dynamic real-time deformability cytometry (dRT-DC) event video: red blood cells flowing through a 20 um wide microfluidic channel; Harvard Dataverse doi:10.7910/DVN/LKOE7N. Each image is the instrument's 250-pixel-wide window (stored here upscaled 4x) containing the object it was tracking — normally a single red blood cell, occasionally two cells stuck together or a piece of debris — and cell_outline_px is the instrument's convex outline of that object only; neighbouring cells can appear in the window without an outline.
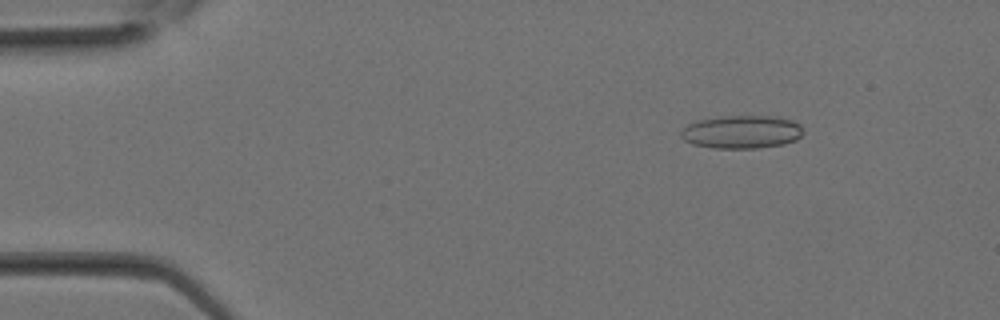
{"species": "Egyptian fruit bat (a non-hibernating species)", "species_latin": "Rousettus aegyptiacus", "temperature_condition": "room temperature", "stored_images_in_passage": 13, "camera_frame_rate_fps": 3000, "um_per_image_px": 0.085, "animal": {"sex": "female"}, "frame": {"image": 1, "passage_image": 4, "time_ms": 1.0, "image_size_px": [1000, 320], "cell_outline_px": [[804, 132], [796, 140], [784, 144], [756, 148], [712, 148], [692, 144], [684, 140], [680, 136], [680, 132], [688, 124], [696, 120], [724, 116], [768, 116], [792, 120], [800, 124]], "centroid_in_image_um": [63.03, 11.22], "position_along_channel_um": 22.0, "area_um2": 23.64}}
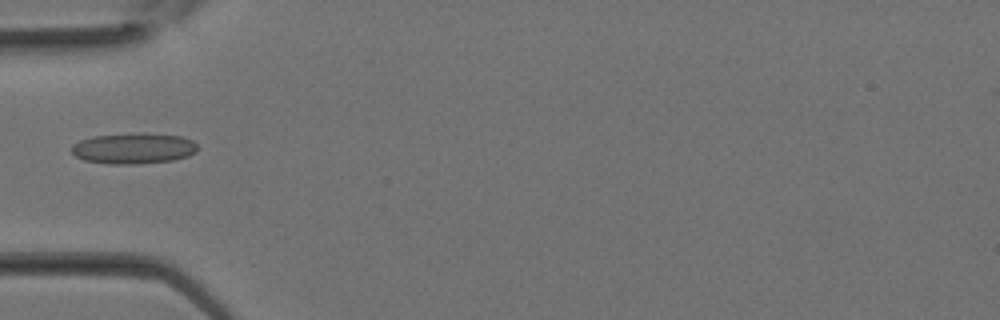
{"frame": {"image": 2, "passage_image": 10, "time_ms": 3.0, "image_size_px": [1000, 320], "cell_outline_px": [[196, 152], [188, 156], [172, 160], [140, 164], [112, 164], [84, 160], [76, 156], [72, 152], [72, 144], [80, 140], [96, 136], [140, 132], [180, 136], [192, 140], [196, 144]], "centroid_in_image_um": [11.36, 12.61], "position_along_channel_um": 73.6, "area_um2": 22.6}}
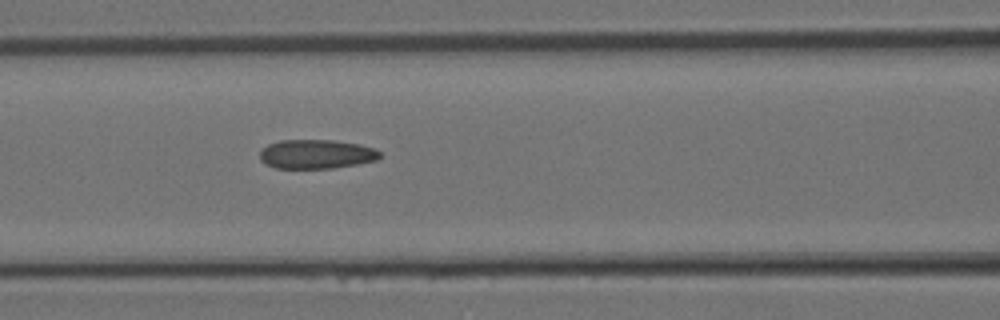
{"frame": {"image": 3, "passage_image": 13, "time_ms": 4.0, "image_size_px": [1000, 320], "cell_outline_px": [[380, 156], [376, 160], [356, 164], [332, 168], [276, 168], [264, 164], [260, 160], [260, 152], [268, 144], [280, 140], [332, 140], [360, 144], [376, 148], [380, 152]], "centroid_in_image_um": [26.88, 13.1], "position_along_channel_um": 139.7, "area_um2": 20.4}}